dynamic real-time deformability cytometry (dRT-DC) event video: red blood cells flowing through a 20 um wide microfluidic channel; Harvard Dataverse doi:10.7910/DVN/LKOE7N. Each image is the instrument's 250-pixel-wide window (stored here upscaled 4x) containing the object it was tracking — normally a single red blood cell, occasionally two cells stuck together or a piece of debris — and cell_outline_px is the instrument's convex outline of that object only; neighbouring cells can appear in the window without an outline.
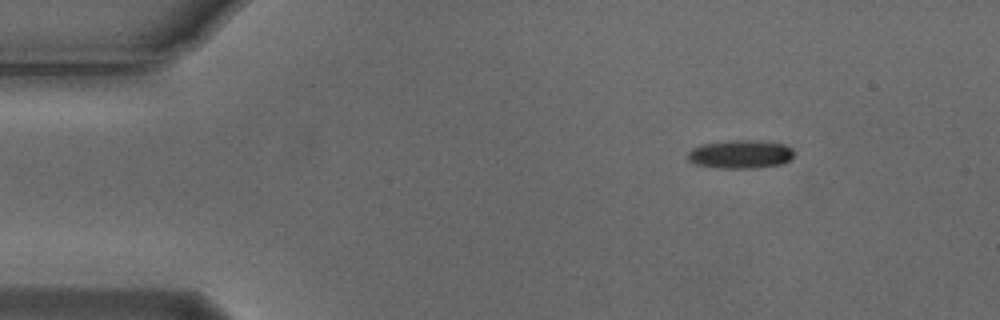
{"species": "Egyptian fruit bat (a non-hibernating species)", "species_latin": "Rousettus aegyptiacus", "temperature_condition": "cold", "stored_images_in_passage": 5, "camera_frame_rate_fps": 3000, "um_per_image_px": 0.085, "animal": {"sex": "male"}, "frame": {"image": 1, "passage_image": 5, "time_ms": 1.333, "image_size_px": [1000, 320], "cell_outline_px": [[796, 152], [792, 160], [780, 164], [752, 168], [720, 168], [696, 164], [688, 160], [688, 152], [692, 148], [704, 144], [728, 140], [760, 140], [788, 144]], "centroid_in_image_um": [63.01, 13.09], "position_along_channel_um": 22.0, "area_um2": 17.86}}